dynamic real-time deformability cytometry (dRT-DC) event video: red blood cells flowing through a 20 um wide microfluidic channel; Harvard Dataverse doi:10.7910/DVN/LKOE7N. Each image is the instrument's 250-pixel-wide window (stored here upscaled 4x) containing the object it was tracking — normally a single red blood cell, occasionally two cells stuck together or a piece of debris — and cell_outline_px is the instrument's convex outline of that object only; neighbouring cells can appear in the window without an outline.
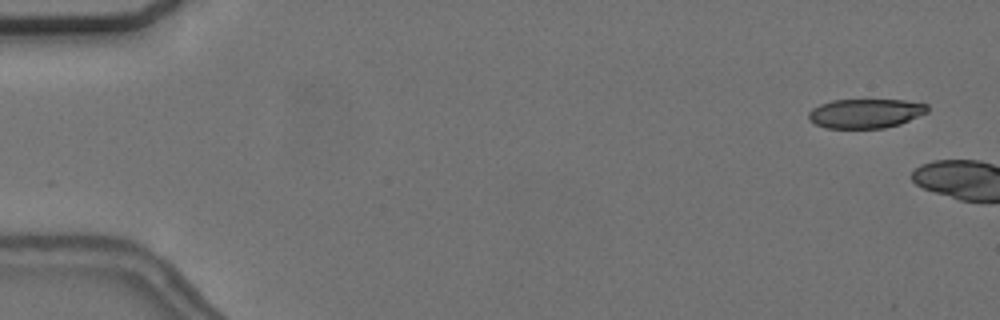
{"species": "common noctule bat (a hibernating species)", "species_latin": "Nyctalus noctula", "temperature_condition": "cold", "stored_images_in_passage": 7, "camera_frame_rate_fps": 3000, "um_per_image_px": 0.085, "animal": {"sex": "female", "body_mass_g": 24.6, "forearm_length_mm": 56.2}, "frame": {"image": 1, "passage_image": 3, "time_ms": 0.667, "image_size_px": [1000, 320], "cell_outline_px": [[928, 112], [900, 124], [884, 128], [824, 128], [808, 120], [808, 112], [812, 108], [820, 104], [832, 100], [904, 100], [928, 104]], "centroid_in_image_um": [73.55, 9.64], "position_along_channel_um": 11.4, "area_um2": 20.4}}